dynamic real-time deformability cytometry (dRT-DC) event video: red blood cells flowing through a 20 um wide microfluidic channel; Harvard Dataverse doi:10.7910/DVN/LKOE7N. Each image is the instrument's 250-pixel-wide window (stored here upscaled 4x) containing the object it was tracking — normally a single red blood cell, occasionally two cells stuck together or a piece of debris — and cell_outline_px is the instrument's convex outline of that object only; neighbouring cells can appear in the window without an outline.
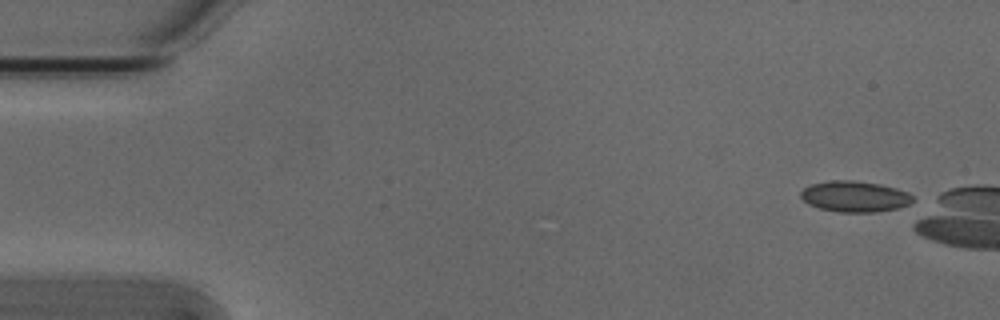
{"species": "Egyptian fruit bat (a non-hibernating species)", "species_latin": "Rousettus aegyptiacus", "temperature_condition": "cold", "stored_images_in_passage": 2, "camera_frame_rate_fps": 3000, "um_per_image_px": 0.085, "animal": {"sex": "male"}, "frame": {"image": 1, "passage_image": 1, "time_ms": 0.0, "image_size_px": [1000, 320], "cell_outline_px": [[916, 200], [900, 208], [876, 212], [840, 212], [820, 208], [808, 204], [800, 196], [800, 192], [804, 188], [812, 184], [832, 180], [852, 180], [876, 184], [896, 188], [908, 192]], "centroid_in_image_um": [72.67, 16.71], "position_along_channel_um": 12.3, "area_um2": 20.11}}